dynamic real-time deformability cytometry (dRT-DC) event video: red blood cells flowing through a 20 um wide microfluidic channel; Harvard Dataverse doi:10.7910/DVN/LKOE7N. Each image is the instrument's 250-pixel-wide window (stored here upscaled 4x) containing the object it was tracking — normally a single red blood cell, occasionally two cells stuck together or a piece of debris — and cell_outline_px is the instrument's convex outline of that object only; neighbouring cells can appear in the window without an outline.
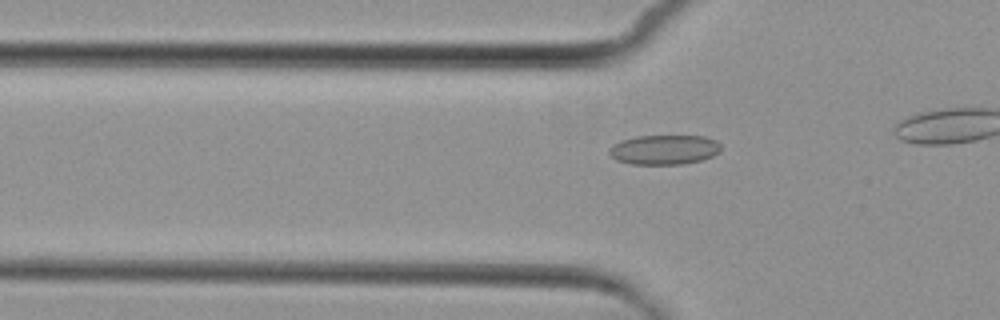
{"species": "common noctule bat (a hibernating species)", "species_latin": "Nyctalus noctula", "temperature_condition": "cold", "stored_images_in_passage": 5, "camera_frame_rate_fps": 3000, "um_per_image_px": 0.085, "animal": {"sex": "female", "body_mass_g": 29.2, "forearm_length_mm": 56.3}, "frame": {"image": 1, "passage_image": 3, "time_ms": 4.0, "image_size_px": [1000, 320], "cell_outline_px": [[720, 152], [712, 156], [700, 160], [680, 164], [632, 164], [616, 160], [608, 152], [608, 148], [612, 144], [620, 140], [636, 136], [704, 136], [716, 140], [720, 144]], "centroid_in_image_um": [56.43, 12.71], "position_along_channel_um": 69.4, "area_um2": 19.36}}